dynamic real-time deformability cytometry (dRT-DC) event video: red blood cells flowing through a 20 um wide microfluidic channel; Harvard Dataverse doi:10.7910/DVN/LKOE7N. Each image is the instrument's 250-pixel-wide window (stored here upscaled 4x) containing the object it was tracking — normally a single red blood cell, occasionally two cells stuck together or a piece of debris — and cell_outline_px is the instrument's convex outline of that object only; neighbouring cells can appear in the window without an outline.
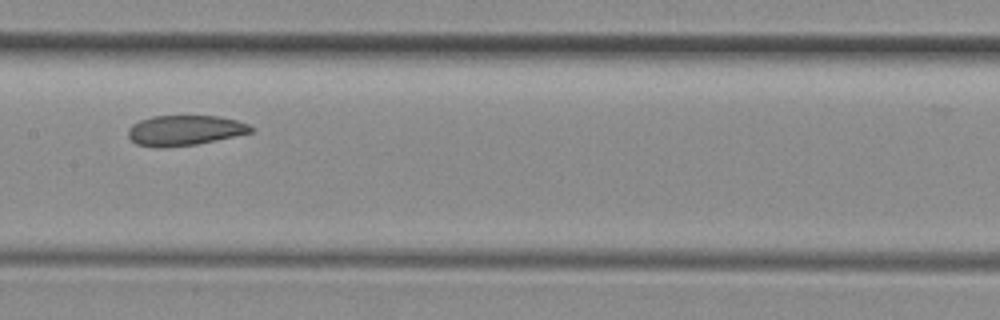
{"species": "common noctule bat (a hibernating species)", "species_latin": "Nyctalus noctula", "temperature_condition": "room temperature", "stored_images_in_passage": 7, "camera_frame_rate_fps": 3000, "um_per_image_px": 0.085, "animal": {"sex": "female", "body_mass_g": 29.2, "forearm_length_mm": 56.3}, "frame": {"image": 1, "passage_image": 7, "time_ms": 2.0, "image_size_px": [1000, 320], "cell_outline_px": [[256, 128], [252, 132], [196, 144], [160, 148], [136, 144], [128, 136], [128, 128], [132, 124], [140, 120], [152, 116], [220, 116], [236, 120], [248, 124]], "centroid_in_image_um": [15.69, 11.07], "position_along_channel_um": 191.7, "area_um2": 21.56}}